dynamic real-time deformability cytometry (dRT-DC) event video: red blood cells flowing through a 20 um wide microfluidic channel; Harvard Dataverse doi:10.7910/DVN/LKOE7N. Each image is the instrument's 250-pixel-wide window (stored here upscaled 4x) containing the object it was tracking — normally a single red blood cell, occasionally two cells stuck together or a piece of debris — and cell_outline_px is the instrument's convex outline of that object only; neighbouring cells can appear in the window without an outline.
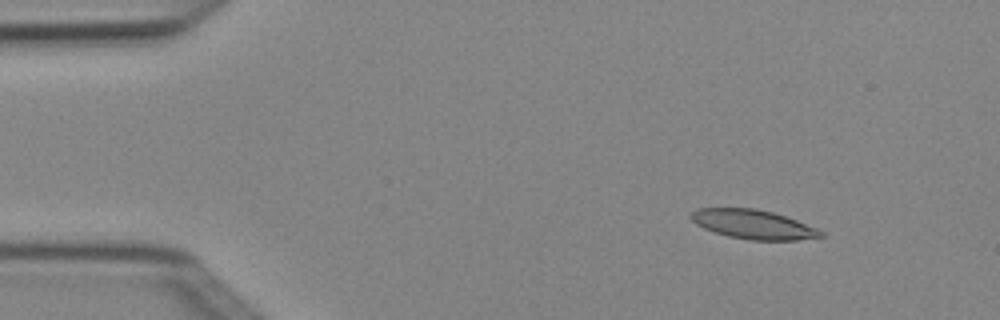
{"species": "Egyptian fruit bat (a non-hibernating species)", "species_latin": "Rousettus aegyptiacus", "temperature_condition": "cold", "stored_images_in_passage": 4, "camera_frame_rate_fps": 3000, "um_per_image_px": 0.085, "animal": {"sex": "female"}, "frame": {"image": 1, "passage_image": 2, "time_ms": 0.333, "image_size_px": [1000, 320], "cell_outline_px": [[824, 236], [796, 240], [748, 240], [728, 236], [704, 228], [696, 224], [688, 216], [688, 212], [696, 208], [756, 208], [772, 212], [796, 220], [816, 228], [824, 232]], "centroid_in_image_um": [63.97, 19.06], "position_along_channel_um": 21.0, "area_um2": 22.08}}